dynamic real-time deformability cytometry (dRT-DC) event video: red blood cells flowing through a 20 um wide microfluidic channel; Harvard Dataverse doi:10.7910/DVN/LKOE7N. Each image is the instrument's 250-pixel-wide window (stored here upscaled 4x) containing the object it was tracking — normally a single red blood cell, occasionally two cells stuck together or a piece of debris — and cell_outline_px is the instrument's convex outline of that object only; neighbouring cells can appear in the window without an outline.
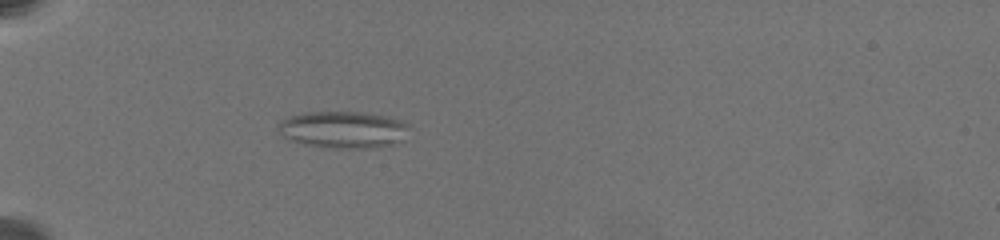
{"species": "common noctule bat (a hibernating species)", "species_latin": "Nyctalus noctula", "temperature_condition": "warm", "stored_images_in_passage": 35, "camera_frame_rate_fps": 3000, "um_per_image_px": 0.085, "animal": {"sex": "female", "body_mass_g": 19.5, "forearm_length_mm": 54.1}, "frame": {"image": 1, "passage_image": 34, "time_ms": 7.333, "image_size_px": [1000, 240], "cell_outline_px": [[408, 128], [404, 140], [396, 144], [376, 148], [328, 148], [304, 144], [288, 140], [276, 128], [276, 124], [280, 120], [288, 116], [304, 112], [360, 112], [388, 116], [400, 120], [408, 124]], "centroid_in_image_um": [29.16, 11.02], "position_along_channel_um": 55.8, "area_um2": 28.67}}